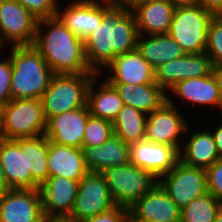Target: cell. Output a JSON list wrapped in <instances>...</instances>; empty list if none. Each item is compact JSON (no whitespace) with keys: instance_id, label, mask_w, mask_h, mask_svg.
<instances>
[{"instance_id":"46","label":"cell","mask_w":222,"mask_h":222,"mask_svg":"<svg viewBox=\"0 0 222 222\" xmlns=\"http://www.w3.org/2000/svg\"><path fill=\"white\" fill-rule=\"evenodd\" d=\"M4 43H5V42L3 41L2 37H1V34H0V56H1V57H2V55H3V54H1V53L4 52V50L2 49L3 46H4V47H5V46L7 47V45H6V44L4 45ZM1 49H2V50H1Z\"/></svg>"},{"instance_id":"4","label":"cell","mask_w":222,"mask_h":222,"mask_svg":"<svg viewBox=\"0 0 222 222\" xmlns=\"http://www.w3.org/2000/svg\"><path fill=\"white\" fill-rule=\"evenodd\" d=\"M47 119L41 99H12L1 111L0 137L9 140L45 134Z\"/></svg>"},{"instance_id":"41","label":"cell","mask_w":222,"mask_h":222,"mask_svg":"<svg viewBox=\"0 0 222 222\" xmlns=\"http://www.w3.org/2000/svg\"><path fill=\"white\" fill-rule=\"evenodd\" d=\"M212 75L218 85L219 93L222 99V65L212 67Z\"/></svg>"},{"instance_id":"5","label":"cell","mask_w":222,"mask_h":222,"mask_svg":"<svg viewBox=\"0 0 222 222\" xmlns=\"http://www.w3.org/2000/svg\"><path fill=\"white\" fill-rule=\"evenodd\" d=\"M96 74H55L41 98L46 119L87 106L89 85Z\"/></svg>"},{"instance_id":"39","label":"cell","mask_w":222,"mask_h":222,"mask_svg":"<svg viewBox=\"0 0 222 222\" xmlns=\"http://www.w3.org/2000/svg\"><path fill=\"white\" fill-rule=\"evenodd\" d=\"M115 7L133 11L140 4L146 3L149 0H109Z\"/></svg>"},{"instance_id":"32","label":"cell","mask_w":222,"mask_h":222,"mask_svg":"<svg viewBox=\"0 0 222 222\" xmlns=\"http://www.w3.org/2000/svg\"><path fill=\"white\" fill-rule=\"evenodd\" d=\"M114 135L112 122L102 118L88 116L82 147H94L103 144Z\"/></svg>"},{"instance_id":"30","label":"cell","mask_w":222,"mask_h":222,"mask_svg":"<svg viewBox=\"0 0 222 222\" xmlns=\"http://www.w3.org/2000/svg\"><path fill=\"white\" fill-rule=\"evenodd\" d=\"M48 139L45 134L26 138L27 172L41 186L49 177L48 166Z\"/></svg>"},{"instance_id":"47","label":"cell","mask_w":222,"mask_h":222,"mask_svg":"<svg viewBox=\"0 0 222 222\" xmlns=\"http://www.w3.org/2000/svg\"><path fill=\"white\" fill-rule=\"evenodd\" d=\"M214 222H222V209L218 212Z\"/></svg>"},{"instance_id":"34","label":"cell","mask_w":222,"mask_h":222,"mask_svg":"<svg viewBox=\"0 0 222 222\" xmlns=\"http://www.w3.org/2000/svg\"><path fill=\"white\" fill-rule=\"evenodd\" d=\"M40 19L56 16L59 0H16Z\"/></svg>"},{"instance_id":"20","label":"cell","mask_w":222,"mask_h":222,"mask_svg":"<svg viewBox=\"0 0 222 222\" xmlns=\"http://www.w3.org/2000/svg\"><path fill=\"white\" fill-rule=\"evenodd\" d=\"M128 219L180 222L181 209L157 184L129 208Z\"/></svg>"},{"instance_id":"12","label":"cell","mask_w":222,"mask_h":222,"mask_svg":"<svg viewBox=\"0 0 222 222\" xmlns=\"http://www.w3.org/2000/svg\"><path fill=\"white\" fill-rule=\"evenodd\" d=\"M57 7L56 16L76 36L84 40L102 23L104 14L113 6L109 0H75Z\"/></svg>"},{"instance_id":"28","label":"cell","mask_w":222,"mask_h":222,"mask_svg":"<svg viewBox=\"0 0 222 222\" xmlns=\"http://www.w3.org/2000/svg\"><path fill=\"white\" fill-rule=\"evenodd\" d=\"M112 85L124 105L134 107L146 114L157 110L166 101V93L156 83Z\"/></svg>"},{"instance_id":"1","label":"cell","mask_w":222,"mask_h":222,"mask_svg":"<svg viewBox=\"0 0 222 222\" xmlns=\"http://www.w3.org/2000/svg\"><path fill=\"white\" fill-rule=\"evenodd\" d=\"M138 29L132 11L112 6L102 23L84 39V48L90 68L103 74L117 55L137 49ZM102 70V71H101Z\"/></svg>"},{"instance_id":"29","label":"cell","mask_w":222,"mask_h":222,"mask_svg":"<svg viewBox=\"0 0 222 222\" xmlns=\"http://www.w3.org/2000/svg\"><path fill=\"white\" fill-rule=\"evenodd\" d=\"M146 118L143 111L124 105L112 122L114 135L129 145L144 140Z\"/></svg>"},{"instance_id":"9","label":"cell","mask_w":222,"mask_h":222,"mask_svg":"<svg viewBox=\"0 0 222 222\" xmlns=\"http://www.w3.org/2000/svg\"><path fill=\"white\" fill-rule=\"evenodd\" d=\"M180 109L165 101L157 110L147 114L145 139L180 151L183 143L181 140H184L181 137L191 131L187 117L183 116Z\"/></svg>"},{"instance_id":"40","label":"cell","mask_w":222,"mask_h":222,"mask_svg":"<svg viewBox=\"0 0 222 222\" xmlns=\"http://www.w3.org/2000/svg\"><path fill=\"white\" fill-rule=\"evenodd\" d=\"M215 126V128L213 127L214 130L210 129V131L212 133L214 142L216 143L219 159H222V120L218 125Z\"/></svg>"},{"instance_id":"35","label":"cell","mask_w":222,"mask_h":222,"mask_svg":"<svg viewBox=\"0 0 222 222\" xmlns=\"http://www.w3.org/2000/svg\"><path fill=\"white\" fill-rule=\"evenodd\" d=\"M0 59V106H5L12 100L11 76L12 63L9 56Z\"/></svg>"},{"instance_id":"11","label":"cell","mask_w":222,"mask_h":222,"mask_svg":"<svg viewBox=\"0 0 222 222\" xmlns=\"http://www.w3.org/2000/svg\"><path fill=\"white\" fill-rule=\"evenodd\" d=\"M114 206L103 175L88 172L79 181L78 193L70 217L82 222Z\"/></svg>"},{"instance_id":"17","label":"cell","mask_w":222,"mask_h":222,"mask_svg":"<svg viewBox=\"0 0 222 222\" xmlns=\"http://www.w3.org/2000/svg\"><path fill=\"white\" fill-rule=\"evenodd\" d=\"M179 160L175 147L157 144L147 139L130 144V163L160 178L168 173Z\"/></svg>"},{"instance_id":"23","label":"cell","mask_w":222,"mask_h":222,"mask_svg":"<svg viewBox=\"0 0 222 222\" xmlns=\"http://www.w3.org/2000/svg\"><path fill=\"white\" fill-rule=\"evenodd\" d=\"M84 163L89 172L101 173L107 168L130 163V145L113 135L94 147H82Z\"/></svg>"},{"instance_id":"33","label":"cell","mask_w":222,"mask_h":222,"mask_svg":"<svg viewBox=\"0 0 222 222\" xmlns=\"http://www.w3.org/2000/svg\"><path fill=\"white\" fill-rule=\"evenodd\" d=\"M205 52L213 66L222 65V15L210 21Z\"/></svg>"},{"instance_id":"24","label":"cell","mask_w":222,"mask_h":222,"mask_svg":"<svg viewBox=\"0 0 222 222\" xmlns=\"http://www.w3.org/2000/svg\"><path fill=\"white\" fill-rule=\"evenodd\" d=\"M175 7L169 0H149L132 12L140 35L168 34Z\"/></svg>"},{"instance_id":"45","label":"cell","mask_w":222,"mask_h":222,"mask_svg":"<svg viewBox=\"0 0 222 222\" xmlns=\"http://www.w3.org/2000/svg\"><path fill=\"white\" fill-rule=\"evenodd\" d=\"M128 222H158V221L144 220V219H128Z\"/></svg>"},{"instance_id":"7","label":"cell","mask_w":222,"mask_h":222,"mask_svg":"<svg viewBox=\"0 0 222 222\" xmlns=\"http://www.w3.org/2000/svg\"><path fill=\"white\" fill-rule=\"evenodd\" d=\"M214 15L200 4L175 8L168 34L186 54L206 50L208 26Z\"/></svg>"},{"instance_id":"42","label":"cell","mask_w":222,"mask_h":222,"mask_svg":"<svg viewBox=\"0 0 222 222\" xmlns=\"http://www.w3.org/2000/svg\"><path fill=\"white\" fill-rule=\"evenodd\" d=\"M42 222H80L70 216H44Z\"/></svg>"},{"instance_id":"48","label":"cell","mask_w":222,"mask_h":222,"mask_svg":"<svg viewBox=\"0 0 222 222\" xmlns=\"http://www.w3.org/2000/svg\"><path fill=\"white\" fill-rule=\"evenodd\" d=\"M1 111H2V106H0V126H1Z\"/></svg>"},{"instance_id":"6","label":"cell","mask_w":222,"mask_h":222,"mask_svg":"<svg viewBox=\"0 0 222 222\" xmlns=\"http://www.w3.org/2000/svg\"><path fill=\"white\" fill-rule=\"evenodd\" d=\"M101 174L113 203L126 208H130L158 184V178L152 173L131 163L107 168Z\"/></svg>"},{"instance_id":"31","label":"cell","mask_w":222,"mask_h":222,"mask_svg":"<svg viewBox=\"0 0 222 222\" xmlns=\"http://www.w3.org/2000/svg\"><path fill=\"white\" fill-rule=\"evenodd\" d=\"M222 203L210 193L193 199L181 210L180 222H214Z\"/></svg>"},{"instance_id":"44","label":"cell","mask_w":222,"mask_h":222,"mask_svg":"<svg viewBox=\"0 0 222 222\" xmlns=\"http://www.w3.org/2000/svg\"><path fill=\"white\" fill-rule=\"evenodd\" d=\"M10 190L0 161V196Z\"/></svg>"},{"instance_id":"22","label":"cell","mask_w":222,"mask_h":222,"mask_svg":"<svg viewBox=\"0 0 222 222\" xmlns=\"http://www.w3.org/2000/svg\"><path fill=\"white\" fill-rule=\"evenodd\" d=\"M47 166L49 177L61 176L80 181L89 171L81 148H74L48 140Z\"/></svg>"},{"instance_id":"25","label":"cell","mask_w":222,"mask_h":222,"mask_svg":"<svg viewBox=\"0 0 222 222\" xmlns=\"http://www.w3.org/2000/svg\"><path fill=\"white\" fill-rule=\"evenodd\" d=\"M102 79L101 74L93 77L87 93V106L90 115L113 122L124 103L115 87L105 78Z\"/></svg>"},{"instance_id":"2","label":"cell","mask_w":222,"mask_h":222,"mask_svg":"<svg viewBox=\"0 0 222 222\" xmlns=\"http://www.w3.org/2000/svg\"><path fill=\"white\" fill-rule=\"evenodd\" d=\"M33 46L54 74L95 73L87 62L84 40L68 29L57 16L38 21Z\"/></svg>"},{"instance_id":"43","label":"cell","mask_w":222,"mask_h":222,"mask_svg":"<svg viewBox=\"0 0 222 222\" xmlns=\"http://www.w3.org/2000/svg\"><path fill=\"white\" fill-rule=\"evenodd\" d=\"M175 8L199 5L200 0H169Z\"/></svg>"},{"instance_id":"21","label":"cell","mask_w":222,"mask_h":222,"mask_svg":"<svg viewBox=\"0 0 222 222\" xmlns=\"http://www.w3.org/2000/svg\"><path fill=\"white\" fill-rule=\"evenodd\" d=\"M79 181L61 176L48 177L40 186L44 216H70L78 193Z\"/></svg>"},{"instance_id":"16","label":"cell","mask_w":222,"mask_h":222,"mask_svg":"<svg viewBox=\"0 0 222 222\" xmlns=\"http://www.w3.org/2000/svg\"><path fill=\"white\" fill-rule=\"evenodd\" d=\"M168 92L166 93V101L173 106L177 105L176 101L173 100L177 98L176 100L179 99V102H182V104L188 103L187 105L192 104L196 106H208V108L215 107L219 108V110L222 109V99L212 73L204 77L181 80L169 89ZM170 93L175 97L172 98Z\"/></svg>"},{"instance_id":"13","label":"cell","mask_w":222,"mask_h":222,"mask_svg":"<svg viewBox=\"0 0 222 222\" xmlns=\"http://www.w3.org/2000/svg\"><path fill=\"white\" fill-rule=\"evenodd\" d=\"M212 67L206 52L185 54L155 68V83L168 93L169 89L181 80L210 75Z\"/></svg>"},{"instance_id":"18","label":"cell","mask_w":222,"mask_h":222,"mask_svg":"<svg viewBox=\"0 0 222 222\" xmlns=\"http://www.w3.org/2000/svg\"><path fill=\"white\" fill-rule=\"evenodd\" d=\"M89 115L88 106L54 115L47 120L45 136L53 143L82 149Z\"/></svg>"},{"instance_id":"14","label":"cell","mask_w":222,"mask_h":222,"mask_svg":"<svg viewBox=\"0 0 222 222\" xmlns=\"http://www.w3.org/2000/svg\"><path fill=\"white\" fill-rule=\"evenodd\" d=\"M39 189H10L0 196V222H42Z\"/></svg>"},{"instance_id":"37","label":"cell","mask_w":222,"mask_h":222,"mask_svg":"<svg viewBox=\"0 0 222 222\" xmlns=\"http://www.w3.org/2000/svg\"><path fill=\"white\" fill-rule=\"evenodd\" d=\"M128 215L129 208L115 205L111 209L82 222H128Z\"/></svg>"},{"instance_id":"27","label":"cell","mask_w":222,"mask_h":222,"mask_svg":"<svg viewBox=\"0 0 222 222\" xmlns=\"http://www.w3.org/2000/svg\"><path fill=\"white\" fill-rule=\"evenodd\" d=\"M137 50L154 69L161 64L180 58L186 54L182 47L169 34H139Z\"/></svg>"},{"instance_id":"19","label":"cell","mask_w":222,"mask_h":222,"mask_svg":"<svg viewBox=\"0 0 222 222\" xmlns=\"http://www.w3.org/2000/svg\"><path fill=\"white\" fill-rule=\"evenodd\" d=\"M105 70L108 75L105 79L111 84L155 83L154 68L137 49L117 55Z\"/></svg>"},{"instance_id":"3","label":"cell","mask_w":222,"mask_h":222,"mask_svg":"<svg viewBox=\"0 0 222 222\" xmlns=\"http://www.w3.org/2000/svg\"><path fill=\"white\" fill-rule=\"evenodd\" d=\"M10 49L12 99H41L55 74L33 45Z\"/></svg>"},{"instance_id":"36","label":"cell","mask_w":222,"mask_h":222,"mask_svg":"<svg viewBox=\"0 0 222 222\" xmlns=\"http://www.w3.org/2000/svg\"><path fill=\"white\" fill-rule=\"evenodd\" d=\"M207 192L222 203V159L205 169Z\"/></svg>"},{"instance_id":"26","label":"cell","mask_w":222,"mask_h":222,"mask_svg":"<svg viewBox=\"0 0 222 222\" xmlns=\"http://www.w3.org/2000/svg\"><path fill=\"white\" fill-rule=\"evenodd\" d=\"M197 129L198 131L189 134L190 138L186 142L183 140L179 160L187 165L206 169L219 159V155L210 129Z\"/></svg>"},{"instance_id":"10","label":"cell","mask_w":222,"mask_h":222,"mask_svg":"<svg viewBox=\"0 0 222 222\" xmlns=\"http://www.w3.org/2000/svg\"><path fill=\"white\" fill-rule=\"evenodd\" d=\"M38 21L16 0H0V34L5 44L33 45Z\"/></svg>"},{"instance_id":"15","label":"cell","mask_w":222,"mask_h":222,"mask_svg":"<svg viewBox=\"0 0 222 222\" xmlns=\"http://www.w3.org/2000/svg\"><path fill=\"white\" fill-rule=\"evenodd\" d=\"M0 161L10 189H39L27 172L26 138L9 140L0 137Z\"/></svg>"},{"instance_id":"38","label":"cell","mask_w":222,"mask_h":222,"mask_svg":"<svg viewBox=\"0 0 222 222\" xmlns=\"http://www.w3.org/2000/svg\"><path fill=\"white\" fill-rule=\"evenodd\" d=\"M199 4L214 16L222 15V0H200Z\"/></svg>"},{"instance_id":"8","label":"cell","mask_w":222,"mask_h":222,"mask_svg":"<svg viewBox=\"0 0 222 222\" xmlns=\"http://www.w3.org/2000/svg\"><path fill=\"white\" fill-rule=\"evenodd\" d=\"M158 184L181 210L193 199L208 193L206 170L180 160L158 179Z\"/></svg>"}]
</instances>
